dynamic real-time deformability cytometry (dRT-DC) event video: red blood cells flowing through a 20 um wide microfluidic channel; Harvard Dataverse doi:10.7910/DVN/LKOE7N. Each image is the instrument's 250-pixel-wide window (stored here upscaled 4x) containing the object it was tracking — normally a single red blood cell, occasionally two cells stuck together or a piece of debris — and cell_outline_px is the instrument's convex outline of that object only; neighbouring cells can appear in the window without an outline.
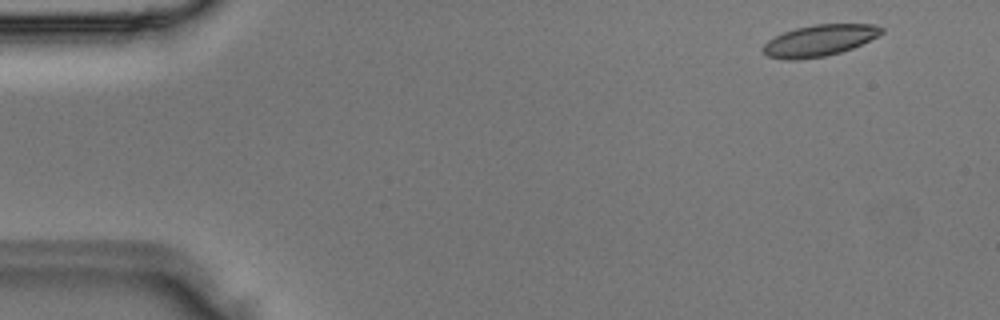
{"species": "Egyptian fruit bat (a non-hibernating species)", "species_latin": "Rousettus aegyptiacus", "temperature_condition": "room temperature", "stored_images_in_passage": 3, "camera_frame_rate_fps": 3000, "um_per_image_px": 0.085, "animal": {"sex": "male"}, "frame": {"image": 1, "passage_image": 3, "time_ms": 0.667, "image_size_px": [1000, 320], "cell_outline_px": [[884, 32], [852, 48], [840, 52], [824, 56], [796, 60], [784, 60], [768, 56], [760, 48], [768, 40], [784, 32], [796, 28], [816, 24], [876, 24], [884, 28]], "centroid_in_image_um": [69.63, 3.44], "position_along_channel_um": 15.4, "area_um2": 21.5}}